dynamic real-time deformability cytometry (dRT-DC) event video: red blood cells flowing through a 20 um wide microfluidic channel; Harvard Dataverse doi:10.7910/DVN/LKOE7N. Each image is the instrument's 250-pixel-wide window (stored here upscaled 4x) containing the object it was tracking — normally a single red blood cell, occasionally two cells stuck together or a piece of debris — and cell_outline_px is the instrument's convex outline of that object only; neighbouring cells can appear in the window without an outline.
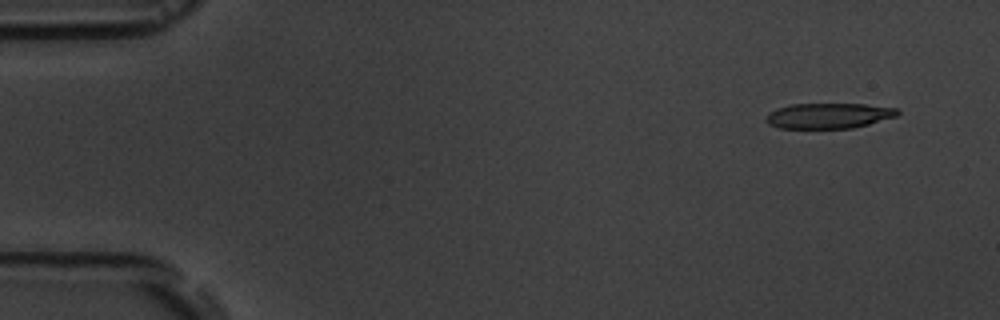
{"species": "common noctule bat (a hibernating species)", "species_latin": "Nyctalus noctula", "temperature_condition": "room temperature", "stored_images_in_passage": 13, "camera_frame_rate_fps": 3000, "um_per_image_px": 0.085, "animal": {"sex": "male", "body_mass_g": 19.5, "forearm_length_mm": 54.6}, "frame": {"image": 1, "passage_image": 1, "time_ms": 0.0, "image_size_px": [1000, 320], "cell_outline_px": [[900, 112], [896, 116], [868, 124], [852, 128], [780, 128], [768, 124], [764, 120], [768, 112], [776, 108], [792, 104], [864, 104], [900, 108]], "centroid_in_image_um": [70.41, 9.83], "position_along_channel_um": 14.6, "area_um2": 19.54}}
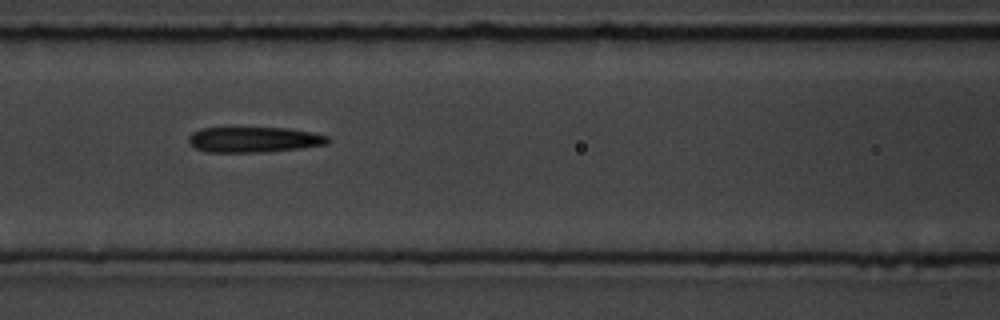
{"frame": {"image": 2, "passage_image": 7, "time_ms": 6.667, "image_size_px": [1000, 320], "cell_outline_px": [[328, 144], [300, 148], [264, 152], [208, 152], [196, 148], [188, 140], [188, 136], [192, 132], [200, 128], [288, 128], [312, 132], [328, 136]], "centroid_in_image_um": [21.58, 11.86], "position_along_channel_um": 145.0, "area_um2": 20.58}}
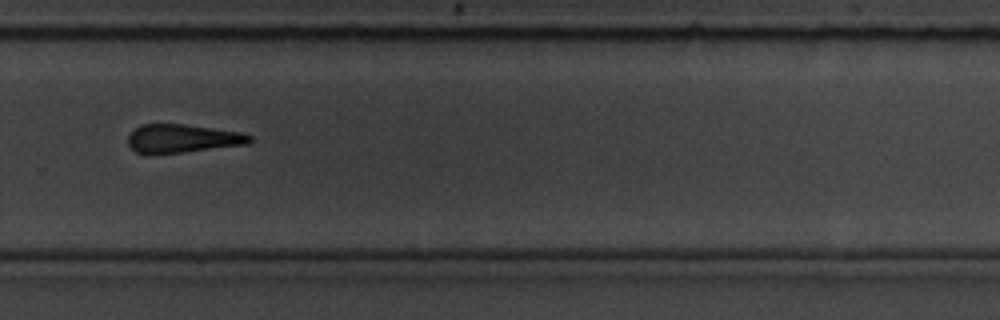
{"frame": {"image": 3, "passage_image": 11, "time_ms": 11.333, "image_size_px": [1000, 320], "cell_outline_px": [[252, 140], [248, 144], [184, 152], [144, 156], [136, 152], [128, 144], [128, 136], [140, 124], [184, 124], [240, 132], [252, 136]], "centroid_in_image_um": [15.46, 11.8], "position_along_channel_um": 314.3, "area_um2": 20.4}}